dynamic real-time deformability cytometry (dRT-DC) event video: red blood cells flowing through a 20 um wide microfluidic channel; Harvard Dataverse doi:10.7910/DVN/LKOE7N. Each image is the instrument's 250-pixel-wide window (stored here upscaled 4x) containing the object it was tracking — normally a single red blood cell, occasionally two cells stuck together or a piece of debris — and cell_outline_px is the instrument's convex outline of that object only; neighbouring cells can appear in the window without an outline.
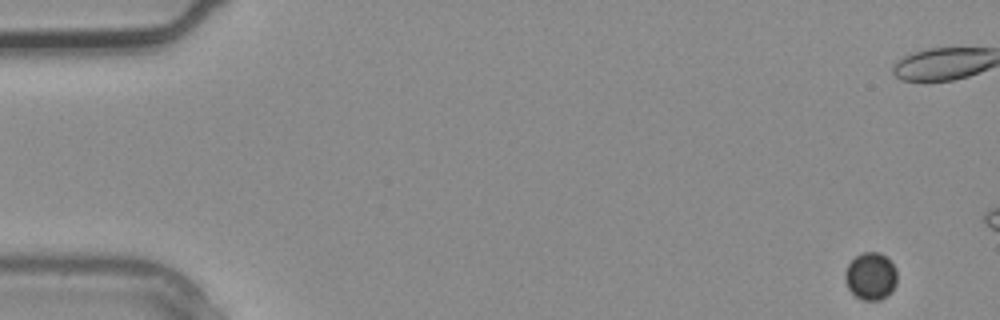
{"species": "common noctule bat (a hibernating species)", "species_latin": "Nyctalus noctula", "temperature_condition": "warm", "stored_images_in_passage": 5, "camera_frame_rate_fps": 3000, "um_per_image_px": 0.085, "animal": {"sex": "male", "body_mass_g": 20.4}, "frame": {"image": 1, "passage_image": 1, "time_ms": 0.0, "image_size_px": [1000, 320], "cell_outline_px": [[896, 284], [892, 292], [880, 300], [864, 300], [856, 296], [848, 288], [844, 280], [844, 272], [848, 264], [856, 256], [864, 252], [880, 252], [896, 268]], "centroid_in_image_um": [74.0, 23.48], "position_along_channel_um": 11.0, "area_um2": 14.33}}